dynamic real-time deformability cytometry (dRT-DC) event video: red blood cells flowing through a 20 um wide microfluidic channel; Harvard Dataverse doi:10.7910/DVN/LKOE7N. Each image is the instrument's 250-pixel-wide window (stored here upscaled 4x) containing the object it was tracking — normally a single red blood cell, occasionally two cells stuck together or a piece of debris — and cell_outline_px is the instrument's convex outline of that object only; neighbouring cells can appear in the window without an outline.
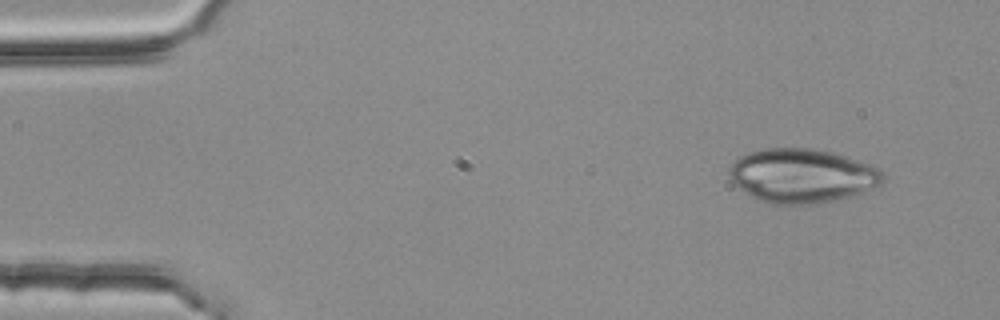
{"species": "common noctule bat (a hibernating species)", "species_latin": "Nyctalus noctula", "temperature_condition": "room temperature", "stored_images_in_passage": 3, "camera_frame_rate_fps": 3000, "um_per_image_px": 0.085, "animal": {"sex": "female", "body_mass_g": 25.1}, "frame": {"image": 1, "passage_image": 1, "time_ms": 0.0, "image_size_px": [1000, 320], "cell_outline_px": [[884, 180], [880, 184], [872, 188], [852, 196], [840, 200], [820, 204], [764, 204], [756, 200], [740, 188], [728, 176], [728, 168], [740, 156], [748, 152], [764, 148], [812, 148], [832, 152], [872, 164], [880, 168], [884, 176]], "centroid_in_image_um": [68.18, 14.95], "position_along_channel_um": 16.8, "area_um2": 49.01}}